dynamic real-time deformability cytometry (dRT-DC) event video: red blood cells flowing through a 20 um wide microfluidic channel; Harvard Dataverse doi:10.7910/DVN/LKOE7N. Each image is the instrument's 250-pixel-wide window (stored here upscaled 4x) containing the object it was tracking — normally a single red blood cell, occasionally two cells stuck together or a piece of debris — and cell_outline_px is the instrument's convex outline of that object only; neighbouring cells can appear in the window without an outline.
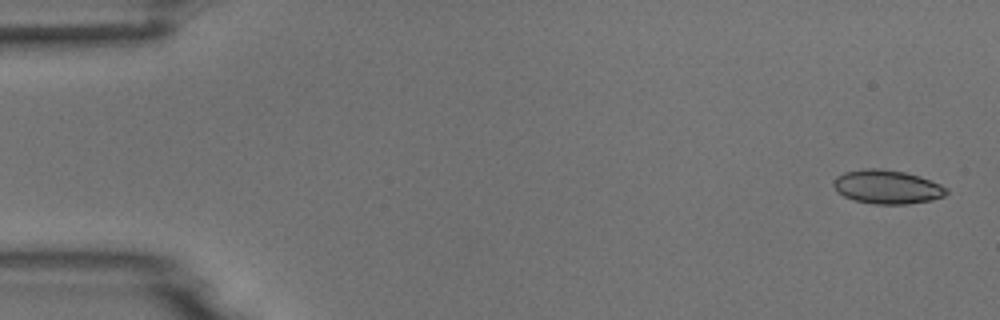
{"species": "common noctule bat (a hibernating species)", "species_latin": "Nyctalus noctula", "temperature_condition": "room temperature", "stored_images_in_passage": 10, "camera_frame_rate_fps": 3000, "um_per_image_px": 0.085, "animal": {"sex": "male", "body_mass_g": 18.8}, "frame": {"image": 1, "passage_image": 2, "time_ms": 0.333, "image_size_px": [1000, 320], "cell_outline_px": [[948, 192], [944, 196], [932, 200], [904, 204], [876, 204], [852, 200], [836, 192], [832, 184], [832, 180], [836, 176], [844, 172], [864, 168], [880, 168], [904, 172], [920, 176], [940, 184], [948, 188]], "centroid_in_image_um": [75.37, 15.88], "position_along_channel_um": 9.6, "area_um2": 22.48}}